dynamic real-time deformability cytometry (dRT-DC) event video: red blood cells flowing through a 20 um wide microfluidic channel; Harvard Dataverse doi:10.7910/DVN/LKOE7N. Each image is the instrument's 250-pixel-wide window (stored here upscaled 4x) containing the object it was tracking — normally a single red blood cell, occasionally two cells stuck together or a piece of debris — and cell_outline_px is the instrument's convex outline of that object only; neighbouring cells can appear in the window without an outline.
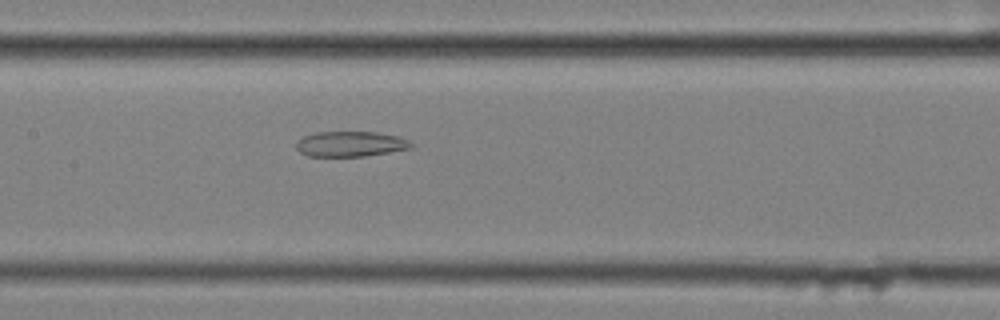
{"species": "common noctule bat (a hibernating species)", "species_latin": "Nyctalus noctula", "temperature_condition": "cold", "stored_images_in_passage": 43, "segment_of_instrument_passage": [2, 2], "camera_frame_rate_fps": 3000, "um_per_image_px": 0.085, "animal": {"sex": "female", "body_mass_g": 25.1}, "frame": {"image": 1, "passage_image": 14, "time_ms": 4.333, "image_size_px": [1000, 320], "cell_outline_px": [[412, 148], [364, 156], [308, 156], [300, 152], [296, 148], [296, 140], [304, 136], [316, 132], [376, 132], [396, 136], [408, 140], [412, 144]], "centroid_in_image_um": [29.75, 12.23], "position_along_channel_um": 177.7, "area_um2": 16.82}}
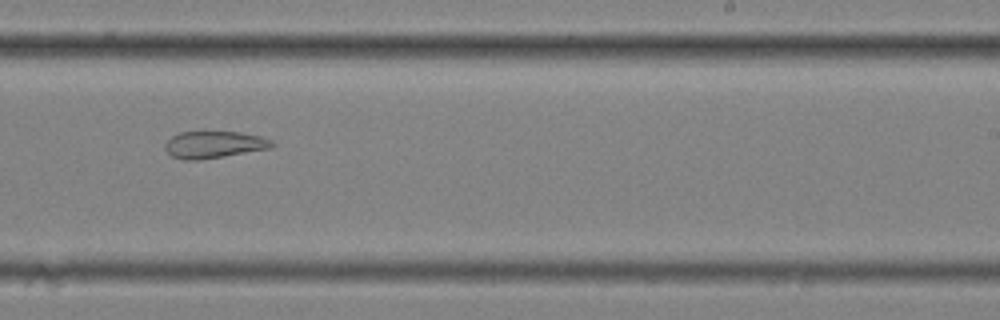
{"frame": {"image": 2, "passage_image": 22, "time_ms": 7.0, "image_size_px": [1000, 320], "cell_outline_px": [[276, 144], [272, 148], [200, 160], [184, 160], [172, 156], [164, 148], [164, 144], [172, 136], [180, 132], [240, 132], [260, 136], [272, 140]], "centroid_in_image_um": [18.21, 12.29], "position_along_channel_um": 270.8, "area_um2": 16.82}}
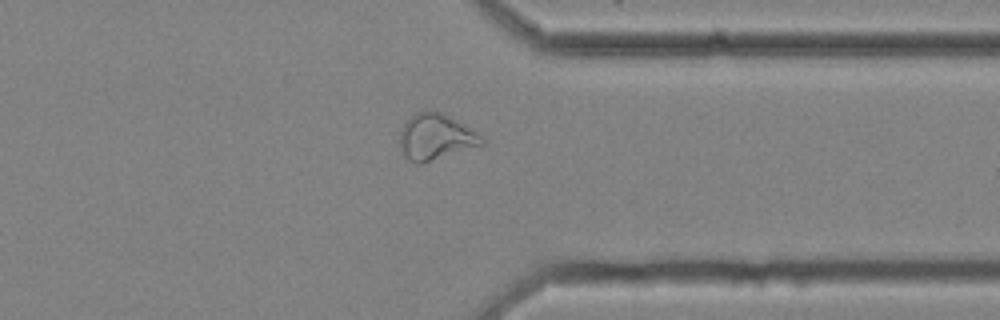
{"frame": {"image": 3, "passage_image": 31, "time_ms": 10.0, "image_size_px": [1000, 320], "cell_outline_px": [[484, 144], [420, 164], [416, 164], [408, 160], [404, 156], [400, 148], [400, 132], [404, 124], [416, 112], [428, 108], [440, 112], [464, 124], [480, 136], [484, 140]], "centroid_in_image_um": [36.99, 11.63], "position_along_channel_um": 374.4, "area_um2": 21.79}}